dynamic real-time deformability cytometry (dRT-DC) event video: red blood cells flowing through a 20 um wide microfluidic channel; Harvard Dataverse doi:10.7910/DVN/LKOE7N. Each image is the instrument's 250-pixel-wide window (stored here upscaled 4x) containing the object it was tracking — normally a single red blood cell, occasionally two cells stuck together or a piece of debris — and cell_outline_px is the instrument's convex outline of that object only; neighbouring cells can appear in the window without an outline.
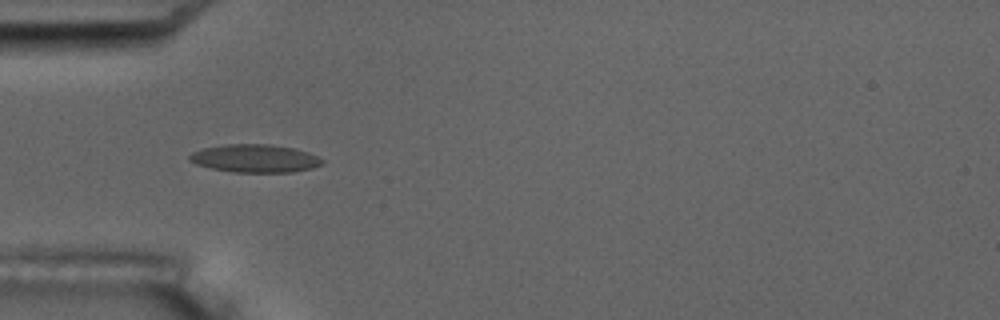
{"species": "common noctule bat (a hibernating species)", "species_latin": "Nyctalus noctula", "temperature_condition": "room temperature", "stored_images_in_passage": 6, "camera_frame_rate_fps": 3000, "um_per_image_px": 0.085, "animal": {"sex": "male", "body_mass_g": 17.5, "forearm_length_mm": 52.3}, "frame": {"image": 1, "passage_image": 6, "time_ms": 5.667, "image_size_px": [1000, 320], "cell_outline_px": [[324, 164], [312, 168], [292, 172], [232, 172], [212, 168], [196, 164], [188, 160], [188, 156], [192, 152], [204, 148], [228, 144], [272, 144], [292, 148], [308, 152], [324, 160]], "centroid_in_image_um": [21.68, 13.47], "position_along_channel_um": 63.3, "area_um2": 21.62}}